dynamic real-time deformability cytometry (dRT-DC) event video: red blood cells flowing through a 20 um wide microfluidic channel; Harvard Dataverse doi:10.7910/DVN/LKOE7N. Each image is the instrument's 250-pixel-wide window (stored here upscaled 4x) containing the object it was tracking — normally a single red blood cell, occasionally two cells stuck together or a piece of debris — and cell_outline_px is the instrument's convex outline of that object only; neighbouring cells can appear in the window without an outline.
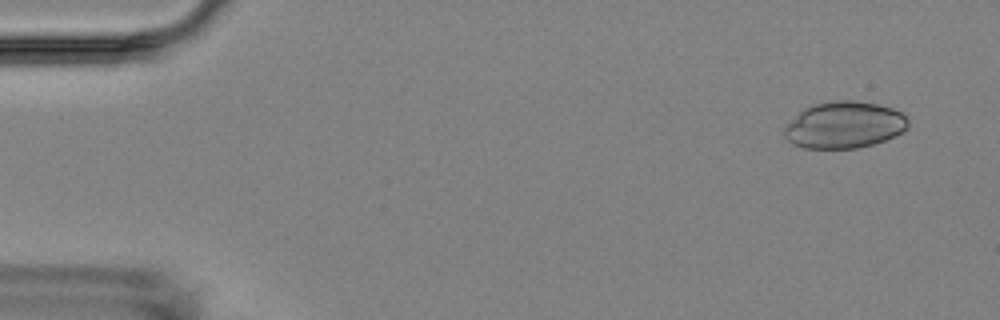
{"species": "Egyptian fruit bat (a non-hibernating species)", "species_latin": "Rousettus aegyptiacus", "temperature_condition": "room temperature", "stored_images_in_passage": 2, "camera_frame_rate_fps": 3000, "um_per_image_px": 0.085, "animal": {"sex": "female"}, "frame": {"image": 1, "passage_image": 1, "time_ms": 0.0, "image_size_px": [1000, 320], "cell_outline_px": [[908, 128], [884, 140], [872, 144], [856, 148], [804, 148], [792, 144], [784, 136], [784, 128], [804, 108], [812, 104], [836, 100], [856, 100], [876, 104], [892, 108], [908, 116]], "centroid_in_image_um": [71.76, 10.61], "position_along_channel_um": 13.2, "area_um2": 33.52}}